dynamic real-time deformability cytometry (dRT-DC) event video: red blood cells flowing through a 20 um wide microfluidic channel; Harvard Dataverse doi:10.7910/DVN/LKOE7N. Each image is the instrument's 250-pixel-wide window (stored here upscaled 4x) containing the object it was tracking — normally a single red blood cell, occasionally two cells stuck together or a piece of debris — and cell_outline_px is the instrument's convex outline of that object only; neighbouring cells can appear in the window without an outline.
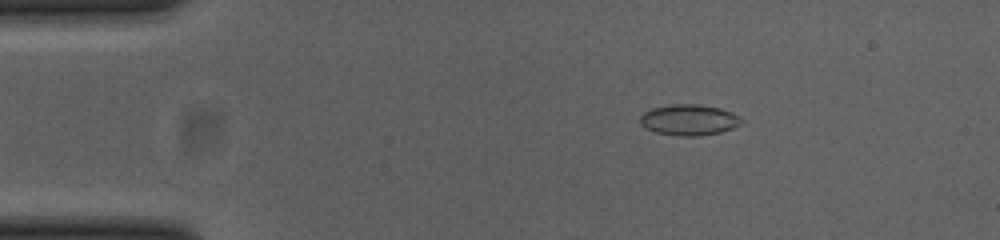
{"species": "common noctule bat (a hibernating species)", "species_latin": "Nyctalus noctula", "temperature_condition": "cold", "stored_images_in_passage": 49, "camera_frame_rate_fps": 3000, "um_per_image_px": 0.085, "animal": {"sex": "female", "body_mass_g": 23.0, "forearm_length_mm": 53.4}, "frame": {"image": 1, "passage_image": 5, "time_ms": 1.333, "image_size_px": [1000, 240], "cell_outline_px": [[744, 124], [720, 132], [700, 136], [680, 136], [656, 132], [644, 128], [640, 124], [640, 116], [644, 112], [652, 108], [672, 104], [700, 104], [720, 108], [732, 112], [740, 116], [744, 120]], "centroid_in_image_um": [58.6, 10.19], "position_along_channel_um": 26.4, "area_um2": 18.5}}
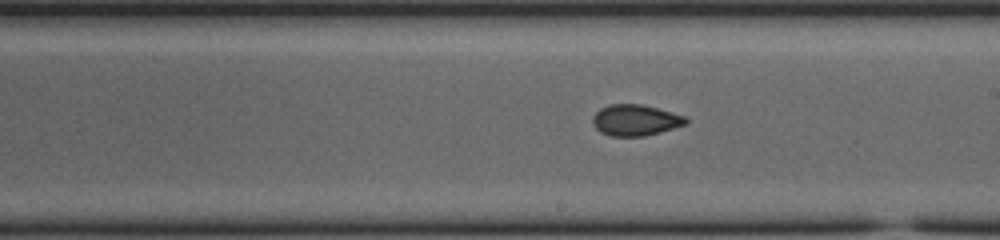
{"frame": {"image": 2, "passage_image": 26, "time_ms": 8.333, "image_size_px": [1000, 240], "cell_outline_px": [[688, 120], [684, 124], [672, 128], [644, 136], [612, 136], [600, 132], [592, 124], [592, 116], [600, 108], [608, 104], [640, 104], [656, 108], [684, 116]], "centroid_in_image_um": [53.93, 10.21], "position_along_channel_um": 235.1, "area_um2": 16.65}}
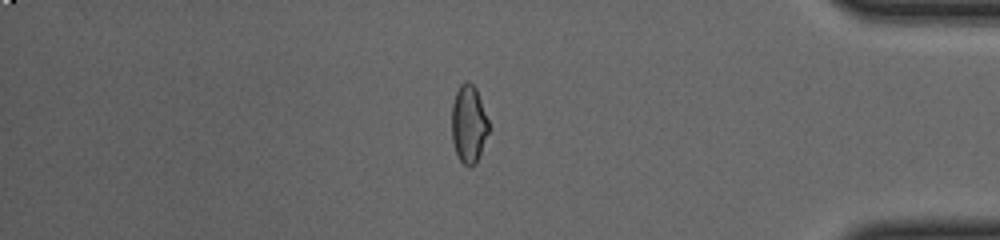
{"frame": {"image": 3, "passage_image": 41, "time_ms": 13.333, "image_size_px": [1000, 240], "cell_outline_px": [[488, 132], [476, 164], [468, 168], [460, 160], [456, 152], [452, 140], [452, 104], [456, 92], [460, 84], [464, 80], [468, 80], [476, 88], [488, 120]], "centroid_in_image_um": [39.83, 10.53], "position_along_channel_um": 395.4, "area_um2": 16.7}, "authors_computed_cell_mechanics": {"area_um2": 17.3978, "velocity_mm_per_s": 3.856, "shape_relaxation_time_tau1_ms": null, "shape_relaxation_time_tau2_ms": 1.6293, "deformation_change_tau1": null, "deformation_change_tau2": 0.0549}}